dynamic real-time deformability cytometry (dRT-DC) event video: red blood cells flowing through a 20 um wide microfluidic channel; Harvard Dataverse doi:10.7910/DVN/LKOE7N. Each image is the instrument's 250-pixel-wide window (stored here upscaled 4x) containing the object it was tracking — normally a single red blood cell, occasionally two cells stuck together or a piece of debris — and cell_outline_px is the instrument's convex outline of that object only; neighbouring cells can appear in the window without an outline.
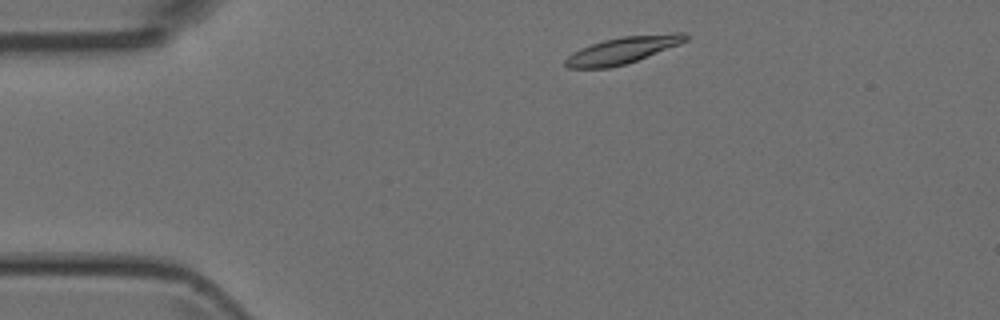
{"species": "Egyptian fruit bat (a non-hibernating species)", "species_latin": "Rousettus aegyptiacus", "temperature_condition": "room temperature", "stored_images_in_passage": 5, "camera_frame_rate_fps": 3000, "um_per_image_px": 0.085, "animal": {"sex": "female"}, "frame": {"image": 1, "passage_image": 1, "time_ms": 0.0, "image_size_px": [1000, 320], "cell_outline_px": [[688, 40], [680, 44], [636, 60], [624, 64], [608, 68], [568, 68], [564, 64], [564, 60], [572, 52], [580, 48], [604, 40], [624, 36], [672, 32], [684, 32], [688, 36]], "centroid_in_image_um": [52.93, 4.25], "position_along_channel_um": 32.1, "area_um2": 18.73}}
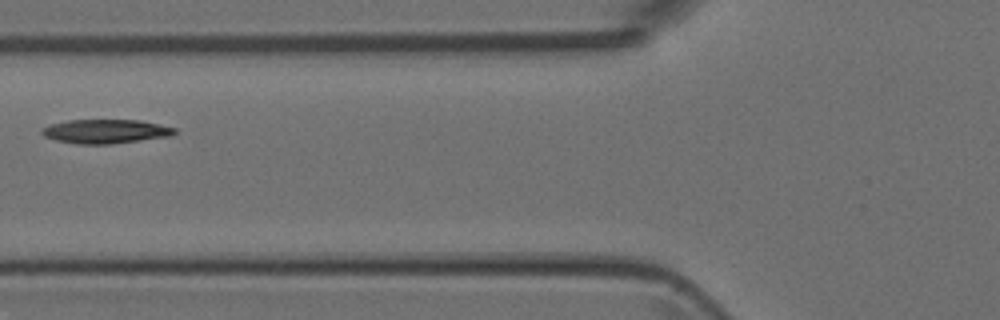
{"frame": {"image": 2, "passage_image": 4, "time_ms": 3.333, "image_size_px": [1000, 320], "cell_outline_px": [[176, 132], [172, 136], [108, 144], [76, 144], [56, 140], [44, 136], [40, 132], [40, 128], [52, 124], [68, 120], [140, 120], [160, 124], [176, 128]], "centroid_in_image_um": [8.97, 11.16], "position_along_channel_um": 116.8, "area_um2": 18.61}}
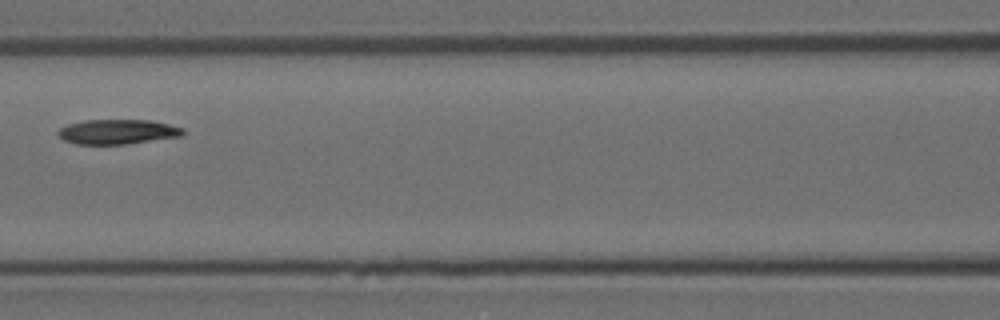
{"frame": {"image": 3, "passage_image": 5, "time_ms": 4.333, "image_size_px": [1000, 320], "cell_outline_px": [[184, 136], [124, 144], [76, 144], [64, 140], [56, 132], [60, 128], [68, 124], [84, 120], [148, 120], [168, 124], [184, 128]], "centroid_in_image_um": [10.0, 11.2], "position_along_channel_um": 156.6, "area_um2": 17.98}}